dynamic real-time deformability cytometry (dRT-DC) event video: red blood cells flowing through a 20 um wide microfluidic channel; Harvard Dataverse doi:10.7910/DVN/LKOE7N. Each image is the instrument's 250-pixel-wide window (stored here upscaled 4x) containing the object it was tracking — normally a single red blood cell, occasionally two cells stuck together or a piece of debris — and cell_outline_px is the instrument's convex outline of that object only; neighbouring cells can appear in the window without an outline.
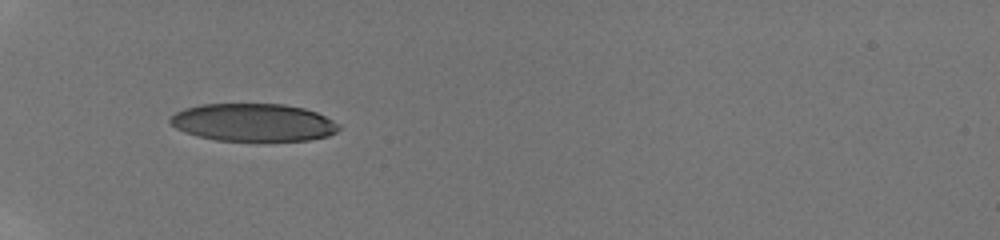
{"species": "human", "species_latin": "Homo sapiens", "temperature_condition": "room temperature", "stored_images_in_passage": 16, "camera_frame_rate_fps": 3000, "um_per_image_px": 0.085, "donor": {"sex": "male"}, "frame": {"image": 1, "passage_image": 1, "time_ms": 0.0, "image_size_px": [1000, 240], "cell_outline_px": [[340, 128], [336, 132], [328, 136], [308, 140], [216, 140], [184, 132], [176, 128], [168, 120], [176, 112], [184, 108], [200, 104], [284, 104], [304, 108], [316, 112], [340, 124]], "centroid_in_image_um": [21.53, 10.4], "position_along_channel_um": 63.5, "area_um2": 36.88}}
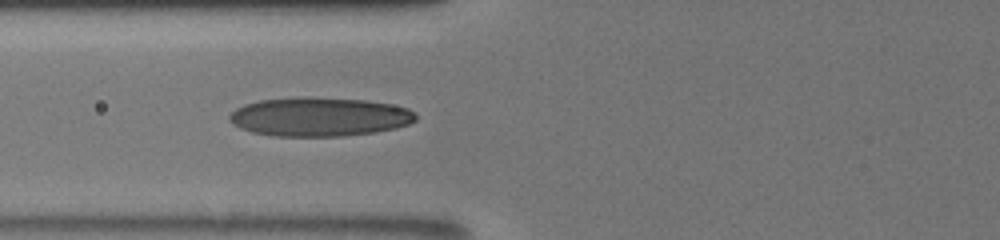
{"frame": {"image": 2, "passage_image": 10, "time_ms": 1.333, "image_size_px": [1000, 240], "cell_outline_px": [[416, 120], [408, 124], [396, 128], [372, 132], [344, 136], [272, 136], [252, 132], [240, 128], [232, 124], [228, 120], [228, 116], [236, 108], [244, 104], [260, 100], [308, 96], [364, 100], [388, 104], [408, 108], [416, 112]], "centroid_in_image_um": [27.11, 9.92], "position_along_channel_um": 98.7, "area_um2": 42.43}}
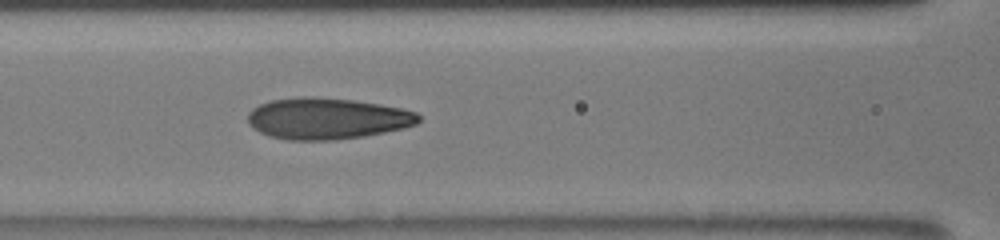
{"frame": {"image": 3, "passage_image": 15, "time_ms": 2.333, "image_size_px": [1000, 240], "cell_outline_px": [[420, 120], [416, 124], [404, 128], [364, 136], [336, 140], [288, 140], [268, 136], [252, 128], [248, 124], [248, 112], [252, 108], [260, 104], [272, 100], [304, 96], [312, 96], [352, 100], [400, 108], [416, 112], [420, 116]], "centroid_in_image_um": [27.76, 10.08], "position_along_channel_um": 138.8, "area_um2": 41.15}}